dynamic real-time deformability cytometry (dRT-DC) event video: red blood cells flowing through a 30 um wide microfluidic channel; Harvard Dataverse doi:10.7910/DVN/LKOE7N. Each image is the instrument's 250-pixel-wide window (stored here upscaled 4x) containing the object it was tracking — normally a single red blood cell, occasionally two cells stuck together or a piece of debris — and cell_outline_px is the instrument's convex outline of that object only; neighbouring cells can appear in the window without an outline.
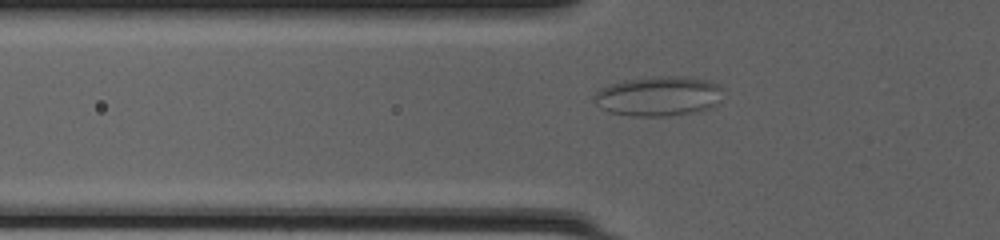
{"species": "common noctule bat (a hibernating species)", "species_latin": "Nyctalus noctula", "temperature_condition": "cold", "stored_images_in_passage": 46, "camera_frame_rate_fps": 3000, "um_per_image_px": 0.085, "animal": {"sex": "female", "body_mass_g": 20.0, "forearm_length_mm": 54.0}, "frame": {"image": 1, "passage_image": 14, "time_ms": 4.333, "image_size_px": [1000, 240], "cell_outline_px": [[720, 88], [712, 104], [708, 108], [668, 116], [628, 116], [608, 112], [596, 104], [596, 92], [600, 88], [608, 84], [624, 80], [656, 76], [684, 76], [704, 80], [716, 84]], "centroid_in_image_um": [55.83, 8.16], "position_along_channel_um": 70.0, "area_um2": 29.02}}
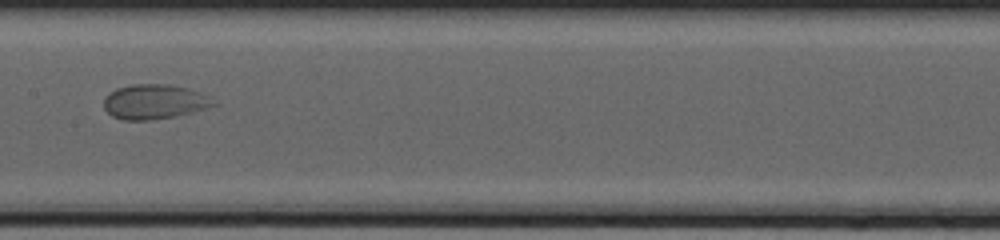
{"frame": {"image": 2, "passage_image": 23, "time_ms": 7.333, "image_size_px": [1000, 240], "cell_outline_px": [[216, 104], [204, 108], [176, 116], [152, 120], [124, 120], [112, 116], [104, 108], [104, 96], [108, 92], [116, 88], [132, 84], [168, 84], [188, 88], [200, 92], [208, 96]], "centroid_in_image_um": [13.06, 8.64], "position_along_channel_um": 194.3, "area_um2": 22.14}}
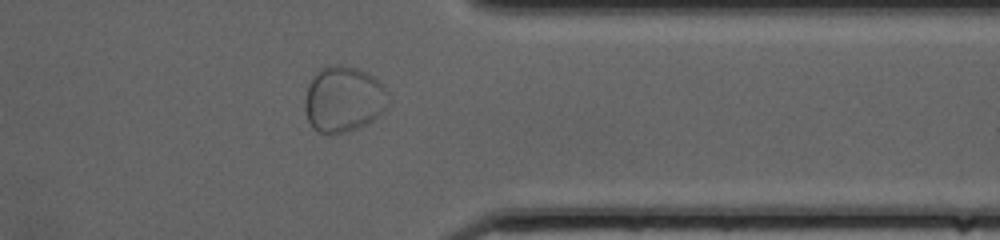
{"frame": {"image": 3, "passage_image": 37, "time_ms": 12.0, "image_size_px": [1000, 240], "cell_outline_px": [[388, 92], [384, 108], [372, 120], [356, 128], [344, 132], [320, 132], [312, 128], [308, 120], [304, 108], [304, 100], [308, 84], [324, 68], [332, 64], [340, 64], [356, 68], [372, 76]], "centroid_in_image_um": [29.15, 8.43], "position_along_channel_um": 382.3, "area_um2": 31.04}}